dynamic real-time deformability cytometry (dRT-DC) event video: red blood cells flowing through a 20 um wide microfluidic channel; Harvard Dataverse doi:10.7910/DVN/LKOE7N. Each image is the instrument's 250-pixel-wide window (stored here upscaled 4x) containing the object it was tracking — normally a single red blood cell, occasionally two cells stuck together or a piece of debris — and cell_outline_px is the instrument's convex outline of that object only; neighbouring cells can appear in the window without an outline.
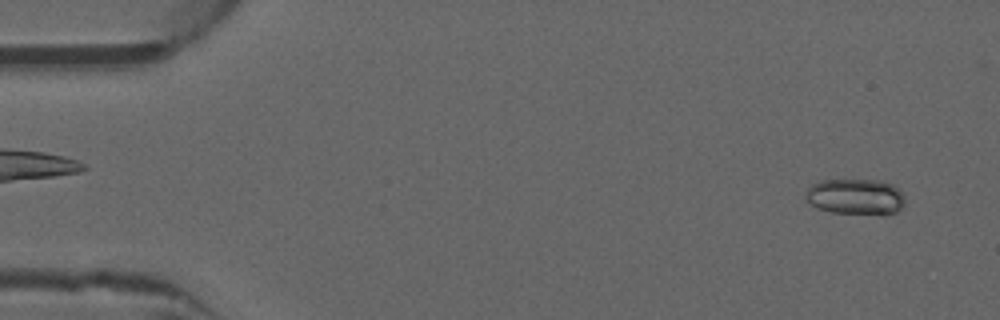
{"species": "common noctule bat (a hibernating species)", "species_latin": "Nyctalus noctula", "temperature_condition": "warm", "stored_images_in_passage": 51, "camera_frame_rate_fps": 3000, "um_per_image_px": 0.085, "animal": {"sex": "male", "forearm_length_mm": 52.5}, "frame": {"image": 1, "passage_image": 3, "time_ms": 0.667, "image_size_px": [1000, 320], "cell_outline_px": [[904, 204], [896, 212], [884, 216], [832, 212], [816, 208], [804, 200], [804, 196], [808, 188], [812, 184], [820, 180], [880, 180], [892, 184], [904, 196]], "centroid_in_image_um": [72.7, 16.74], "position_along_channel_um": 12.3, "area_um2": 21.21}}
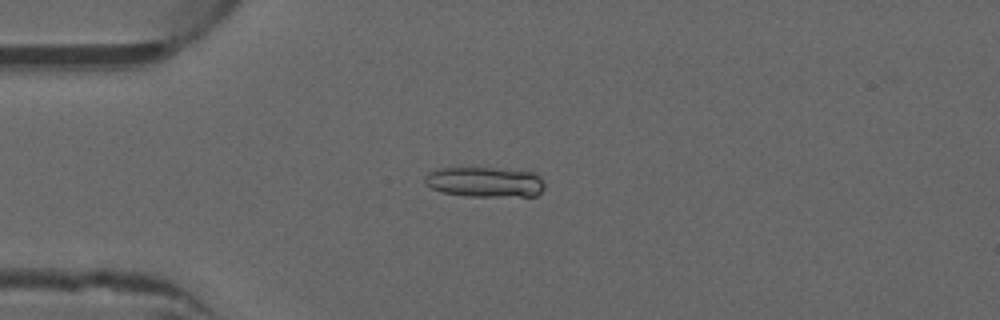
{"frame": {"image": 2, "passage_image": 13, "time_ms": 4.0, "image_size_px": [1000, 320], "cell_outline_px": [[544, 188], [536, 196], [468, 196], [440, 192], [424, 184], [424, 176], [428, 172], [440, 168], [496, 168], [532, 172], [540, 176], [544, 184]], "centroid_in_image_um": [41.19, 15.47], "position_along_channel_um": 43.8, "area_um2": 21.15}}